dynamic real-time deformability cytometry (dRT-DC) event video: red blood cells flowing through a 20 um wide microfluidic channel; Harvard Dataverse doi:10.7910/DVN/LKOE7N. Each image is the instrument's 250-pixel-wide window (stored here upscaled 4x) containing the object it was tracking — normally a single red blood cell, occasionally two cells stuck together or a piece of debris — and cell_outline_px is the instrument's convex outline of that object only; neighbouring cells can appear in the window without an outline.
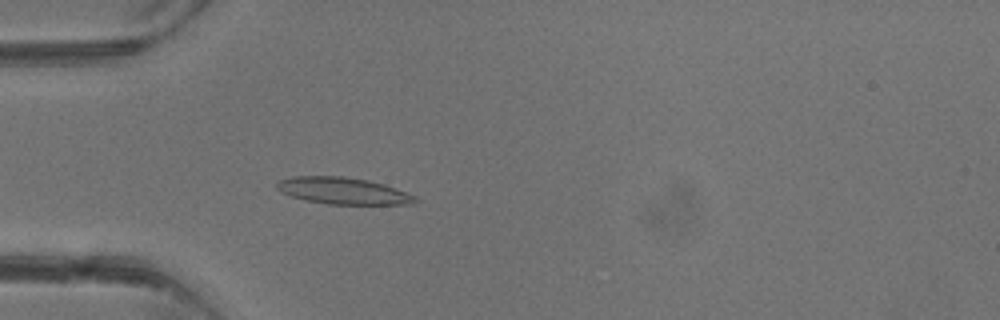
{"species": "common noctule bat (a hibernating species)", "species_latin": "Nyctalus noctula", "temperature_condition": "warm", "stored_images_in_passage": 3, "camera_frame_rate_fps": 3000, "um_per_image_px": 0.085, "animal": {"sex": "male", "body_mass_g": 13.3}, "frame": {"image": 1, "passage_image": 3, "time_ms": 2.333, "image_size_px": [1000, 320], "cell_outline_px": [[420, 200], [412, 204], [328, 204], [308, 200], [292, 196], [280, 192], [276, 188], [276, 184], [280, 180], [292, 176], [344, 176], [368, 180], [384, 184], [416, 196]], "centroid_in_image_um": [29.17, 16.21], "position_along_channel_um": 55.8, "area_um2": 21.5}}